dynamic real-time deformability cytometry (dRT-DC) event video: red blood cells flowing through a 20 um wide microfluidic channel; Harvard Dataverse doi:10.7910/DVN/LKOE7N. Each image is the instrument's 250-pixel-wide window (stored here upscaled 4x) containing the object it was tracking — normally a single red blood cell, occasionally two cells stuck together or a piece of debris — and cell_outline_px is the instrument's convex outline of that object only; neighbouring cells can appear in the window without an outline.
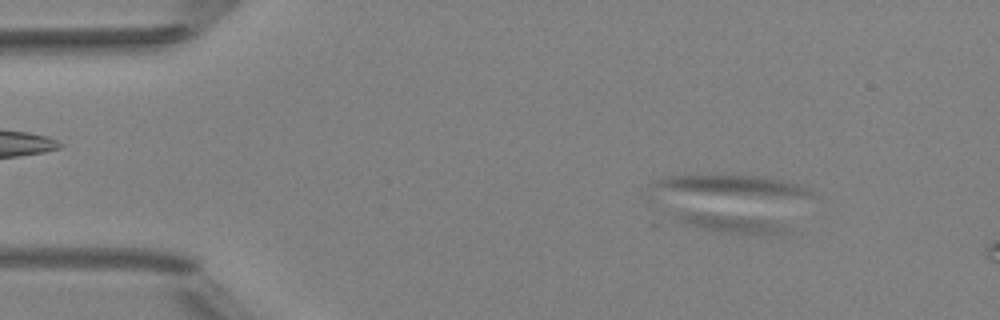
{"species": "Egyptian fruit bat (a non-hibernating species)", "species_latin": "Rousettus aegyptiacus", "temperature_condition": "room temperature", "stored_images_in_passage": 4, "camera_frame_rate_fps": 3000, "um_per_image_px": 0.085, "animal": {"sex": "female"}, "frame": {"image": 1, "passage_image": 1, "time_ms": 0.0, "image_size_px": [1000, 320], "cell_outline_px": [[792, 232], [772, 236], [720, 232], [688, 224], [672, 216], [672, 212], [704, 212], [768, 220], [780, 224]], "centroid_in_image_um": [62.19, 19.01], "position_along_channel_um": 22.8, "area_um2": 11.96}}